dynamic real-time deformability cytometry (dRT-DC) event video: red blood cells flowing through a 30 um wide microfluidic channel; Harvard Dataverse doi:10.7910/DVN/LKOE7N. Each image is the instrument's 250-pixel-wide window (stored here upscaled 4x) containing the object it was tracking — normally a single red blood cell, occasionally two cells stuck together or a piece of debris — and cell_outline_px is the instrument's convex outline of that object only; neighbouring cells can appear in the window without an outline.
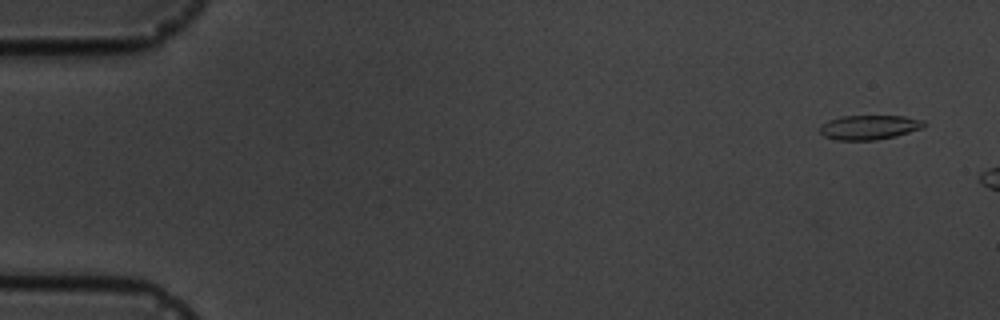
{"species": "common noctule bat (a hibernating species)", "species_latin": "Nyctalus noctula", "temperature_condition": "cold", "stored_images_in_passage": 9, "camera_frame_rate_fps": 3000, "um_per_image_px": 0.085, "animal": {"sex": "male", "body_mass_g": 19.5, "forearm_length_mm": 54.6}, "frame": {"image": 1, "passage_image": 1, "time_ms": 0.0, "image_size_px": [1000, 320], "cell_outline_px": [[924, 124], [920, 128], [896, 136], [872, 140], [836, 140], [824, 136], [820, 132], [820, 124], [828, 120], [840, 116], [904, 116], [924, 120]], "centroid_in_image_um": [73.82, 10.81], "position_along_channel_um": 11.2, "area_um2": 14.74}}
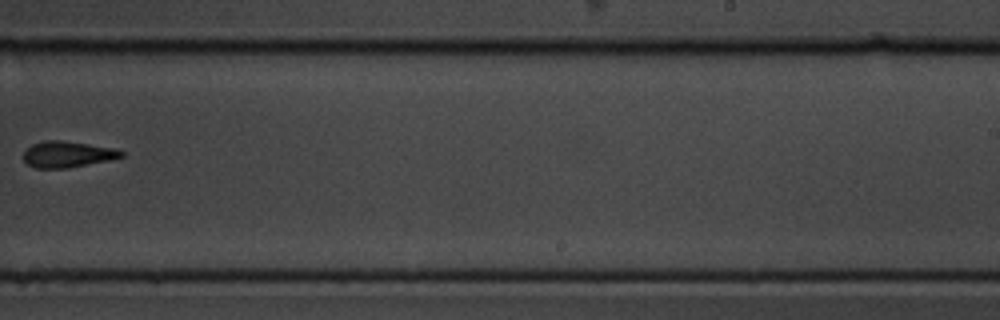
{"frame": {"image": 2, "passage_image": 9, "time_ms": 11.0, "image_size_px": [1000, 320], "cell_outline_px": [[124, 156], [108, 160], [68, 168], [36, 168], [28, 164], [24, 160], [24, 152], [32, 144], [44, 140], [60, 140], [116, 148], [124, 152]], "centroid_in_image_um": [5.74, 13.11], "position_along_channel_um": 283.3, "area_um2": 14.8}}